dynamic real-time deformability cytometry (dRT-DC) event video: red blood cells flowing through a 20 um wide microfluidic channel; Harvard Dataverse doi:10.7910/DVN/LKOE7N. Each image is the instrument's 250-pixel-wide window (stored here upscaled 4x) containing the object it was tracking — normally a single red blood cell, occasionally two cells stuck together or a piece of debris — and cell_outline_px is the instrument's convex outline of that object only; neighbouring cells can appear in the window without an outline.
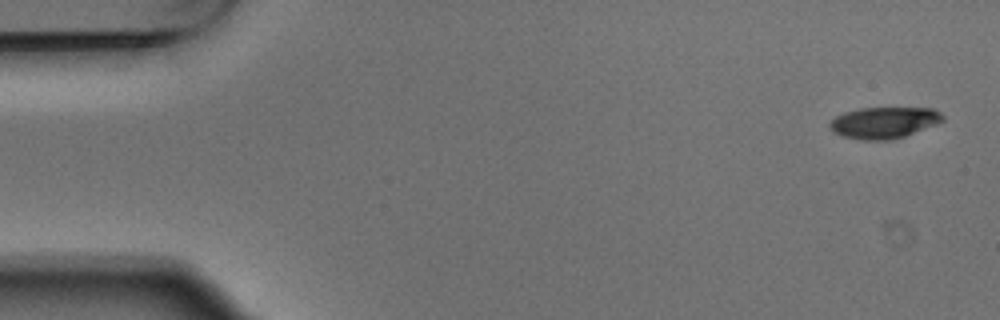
{"species": "Egyptian fruit bat (a non-hibernating species)", "species_latin": "Rousettus aegyptiacus", "temperature_condition": "warm", "stored_images_in_passage": 5, "camera_frame_rate_fps": 3000, "um_per_image_px": 0.085, "animal": {"sex": "male"}, "frame": {"image": 1, "passage_image": 1, "time_ms": 0.0, "image_size_px": [1000, 320], "cell_outline_px": [[944, 120], [936, 124], [904, 136], [888, 140], [864, 140], [844, 136], [836, 132], [828, 124], [836, 116], [844, 112], [860, 108], [932, 108], [940, 112], [944, 116]], "centroid_in_image_um": [75.17, 10.41], "position_along_channel_um": 9.8, "area_um2": 20.35}}
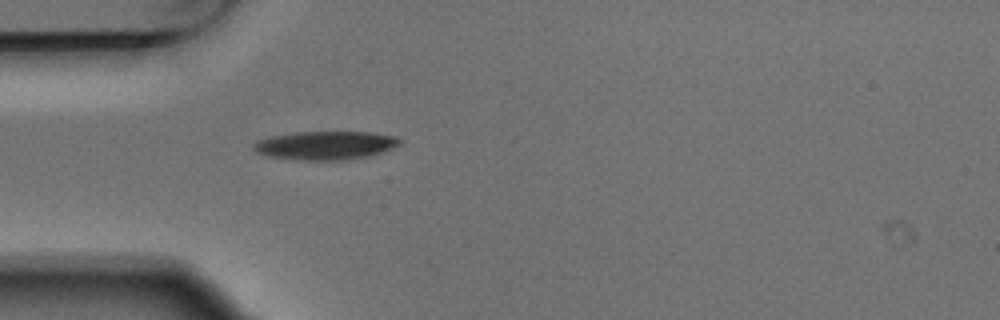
{"frame": {"image": 2, "passage_image": 5, "time_ms": 1.333, "image_size_px": [1000, 320], "cell_outline_px": [[400, 144], [392, 148], [368, 156], [344, 160], [296, 160], [268, 156], [256, 152], [252, 148], [252, 144], [260, 140], [272, 136], [296, 132], [368, 132], [396, 136], [400, 140]], "centroid_in_image_um": [27.64, 12.36], "position_along_channel_um": 57.4, "area_um2": 24.16}}